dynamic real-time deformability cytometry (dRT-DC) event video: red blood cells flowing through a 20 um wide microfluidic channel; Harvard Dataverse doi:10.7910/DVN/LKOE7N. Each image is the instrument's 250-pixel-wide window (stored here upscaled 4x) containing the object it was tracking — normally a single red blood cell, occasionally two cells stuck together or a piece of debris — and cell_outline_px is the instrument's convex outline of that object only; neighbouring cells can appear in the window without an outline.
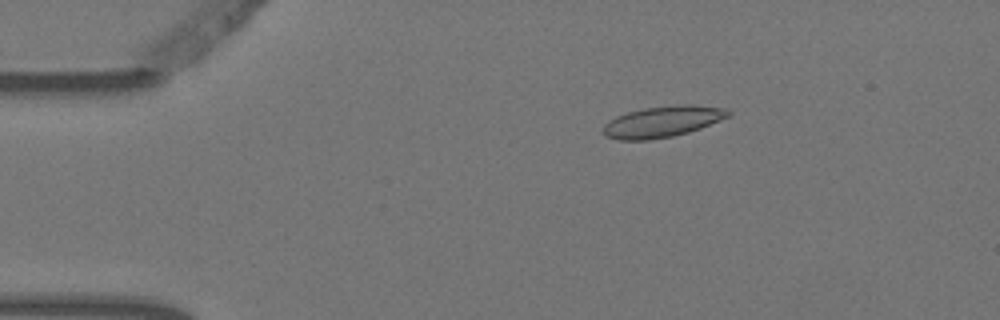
{"species": "Egyptian fruit bat (a non-hibernating species)", "species_latin": "Rousettus aegyptiacus", "temperature_condition": "warm", "stored_images_in_passage": 9, "camera_frame_rate_fps": 3000, "um_per_image_px": 0.085, "animal": {"sex": "female"}, "frame": {"image": 1, "passage_image": 2, "time_ms": 0.333, "image_size_px": [1000, 320], "cell_outline_px": [[732, 116], [700, 128], [688, 132], [672, 136], [648, 140], [620, 140], [604, 136], [604, 124], [608, 120], [616, 116], [628, 112], [644, 108], [676, 104], [692, 104], [728, 108], [732, 112]], "centroid_in_image_um": [56.36, 10.32], "position_along_channel_um": 28.6, "area_um2": 22.95}}
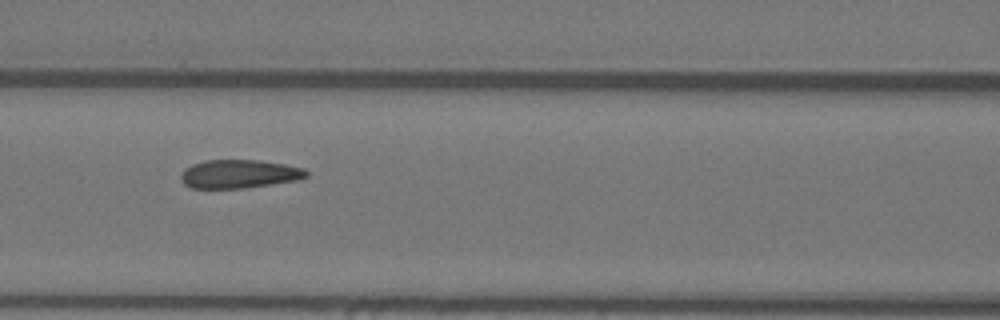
{"frame": {"image": 2, "passage_image": 6, "time_ms": 1.667, "image_size_px": [1000, 320], "cell_outline_px": [[308, 176], [296, 180], [272, 184], [244, 188], [192, 188], [184, 184], [180, 180], [180, 176], [184, 168], [192, 164], [204, 160], [260, 160], [284, 164], [304, 168], [308, 172]], "centroid_in_image_um": [20.3, 14.78], "position_along_channel_um": 146.3, "area_um2": 20.92}}
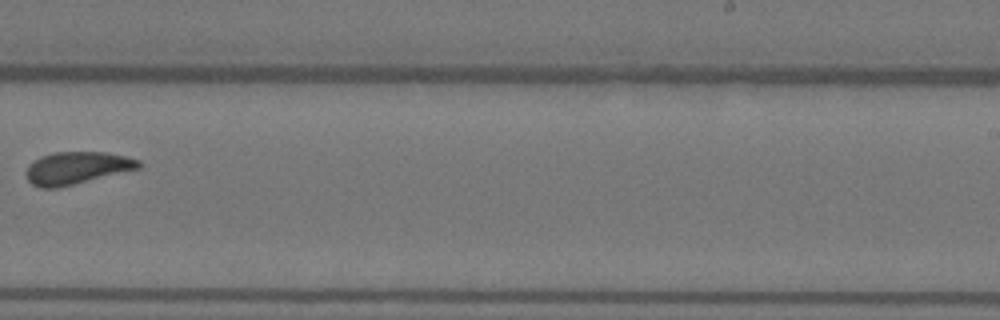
{"frame": {"image": 3, "passage_image": 9, "time_ms": 2.667, "image_size_px": [1000, 320], "cell_outline_px": [[140, 168], [56, 188], [40, 188], [32, 184], [28, 180], [24, 172], [28, 164], [40, 156], [56, 152], [108, 152], [140, 160]], "centroid_in_image_um": [6.47, 14.27], "position_along_channel_um": 282.5, "area_um2": 21.15}}